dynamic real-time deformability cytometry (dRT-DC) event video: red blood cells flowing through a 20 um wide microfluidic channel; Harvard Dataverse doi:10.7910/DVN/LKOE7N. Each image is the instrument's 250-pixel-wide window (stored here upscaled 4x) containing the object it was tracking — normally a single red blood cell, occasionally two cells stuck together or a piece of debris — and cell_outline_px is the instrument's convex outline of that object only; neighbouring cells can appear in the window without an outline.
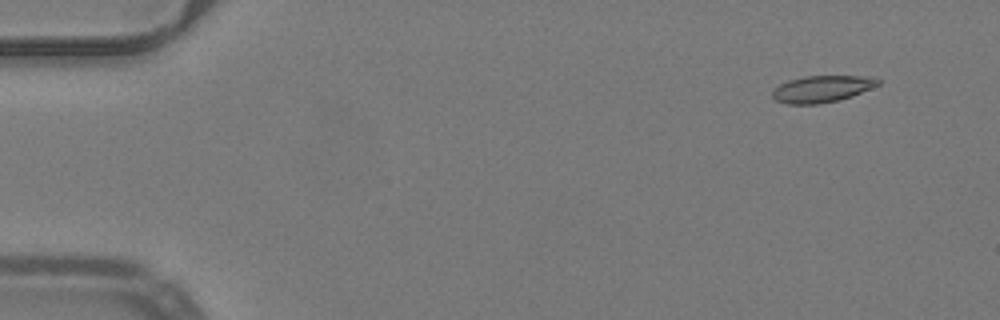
{"species": "common noctule bat (a hibernating species)", "species_latin": "Nyctalus noctula", "temperature_condition": "warm", "stored_images_in_passage": 21, "camera_frame_rate_fps": 3000, "um_per_image_px": 0.085, "animal": {"sex": "male", "body_mass_g": 19.2, "forearm_length_mm": 51.8}, "frame": {"image": 1, "passage_image": 5, "time_ms": 1.333, "image_size_px": [1000, 320], "cell_outline_px": [[880, 84], [872, 88], [852, 96], [820, 104], [788, 104], [776, 100], [772, 96], [772, 92], [780, 84], [788, 80], [804, 76], [872, 76], [880, 80]], "centroid_in_image_um": [69.89, 7.55], "position_along_channel_um": 15.1, "area_um2": 16.42}}
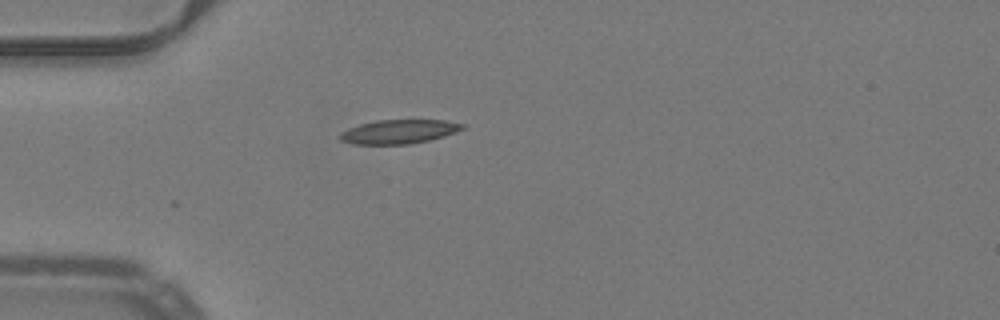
{"frame": {"image": 2, "passage_image": 16, "time_ms": 5.0, "image_size_px": [1000, 320], "cell_outline_px": [[464, 128], [456, 132], [444, 136], [428, 140], [408, 144], [352, 144], [340, 140], [336, 136], [340, 132], [348, 128], [360, 124], [376, 120], [444, 120], [464, 124]], "centroid_in_image_um": [33.85, 11.19], "position_along_channel_um": 51.1, "area_um2": 17.17}}
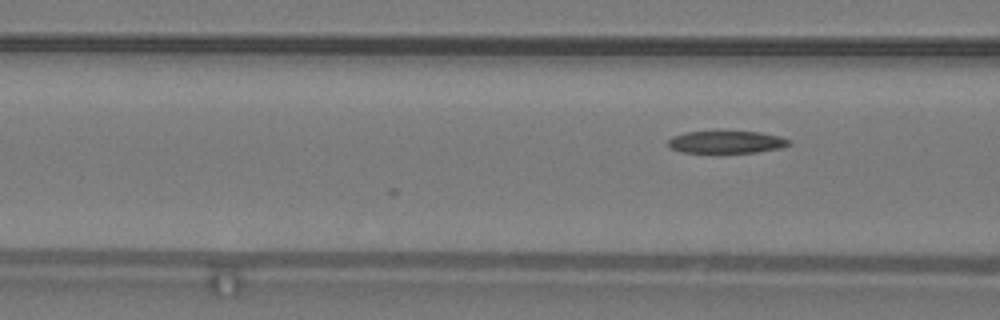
{"frame": {"image": 3, "passage_image": 21, "time_ms": 6.667, "image_size_px": [1000, 320], "cell_outline_px": [[792, 144], [780, 148], [756, 152], [680, 152], [668, 148], [668, 140], [672, 136], [684, 132], [760, 132], [780, 136], [792, 140]], "centroid_in_image_um": [61.75, 12.07], "position_along_channel_um": 104.9, "area_um2": 15.72}}